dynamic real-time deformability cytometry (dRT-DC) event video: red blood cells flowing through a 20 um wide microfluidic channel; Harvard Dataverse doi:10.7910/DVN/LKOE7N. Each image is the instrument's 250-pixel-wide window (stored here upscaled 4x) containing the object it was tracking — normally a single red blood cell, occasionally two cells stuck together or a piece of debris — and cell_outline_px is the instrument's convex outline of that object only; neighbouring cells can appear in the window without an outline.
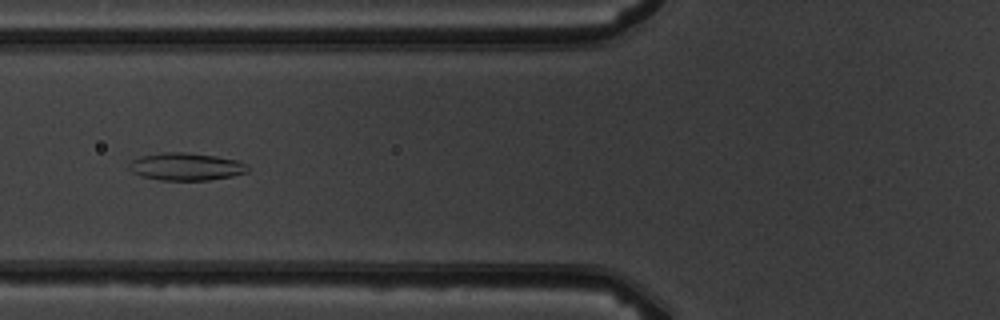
{"species": "common noctule bat (a hibernating species)", "species_latin": "Nyctalus noctula", "temperature_condition": "warm", "stored_images_in_passage": 8, "camera_frame_rate_fps": 3000, "um_per_image_px": 0.085, "animal": {"sex": "male", "body_mass_g": 19.5, "forearm_length_mm": 54.6}, "frame": {"image": 1, "passage_image": 7, "time_ms": 7.0, "image_size_px": [1000, 320], "cell_outline_px": [[248, 172], [232, 176], [208, 180], [160, 180], [140, 176], [132, 172], [128, 168], [128, 164], [132, 160], [140, 156], [164, 152], [184, 152], [216, 156], [240, 160], [248, 168]], "centroid_in_image_um": [15.79, 14.16], "position_along_channel_um": 110.0, "area_um2": 19.13}}